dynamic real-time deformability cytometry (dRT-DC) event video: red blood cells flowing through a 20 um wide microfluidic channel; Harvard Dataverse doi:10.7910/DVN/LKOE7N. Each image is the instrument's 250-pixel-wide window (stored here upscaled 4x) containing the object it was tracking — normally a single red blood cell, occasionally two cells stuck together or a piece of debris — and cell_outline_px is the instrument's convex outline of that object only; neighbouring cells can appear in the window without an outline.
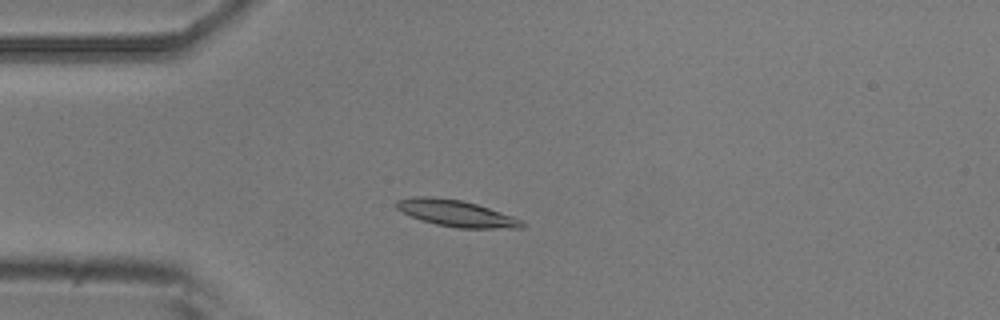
{"species": "common noctule bat (a hibernating species)", "species_latin": "Nyctalus noctula", "temperature_condition": "room temperature", "stored_images_in_passage": 10, "camera_frame_rate_fps": 3000, "um_per_image_px": 0.085, "animal": {"sex": "male", "body_mass_g": 20.5, "forearm_length_mm": 52.5}, "frame": {"image": 1, "passage_image": 3, "time_ms": 2.333, "image_size_px": [1000, 320], "cell_outline_px": [[524, 228], [456, 228], [436, 224], [420, 220], [396, 208], [392, 204], [396, 200], [412, 196], [432, 196], [460, 200], [476, 204], [512, 216], [520, 220], [524, 224]], "centroid_in_image_um": [38.71, 18.12], "position_along_channel_um": 46.3, "area_um2": 19.31}}
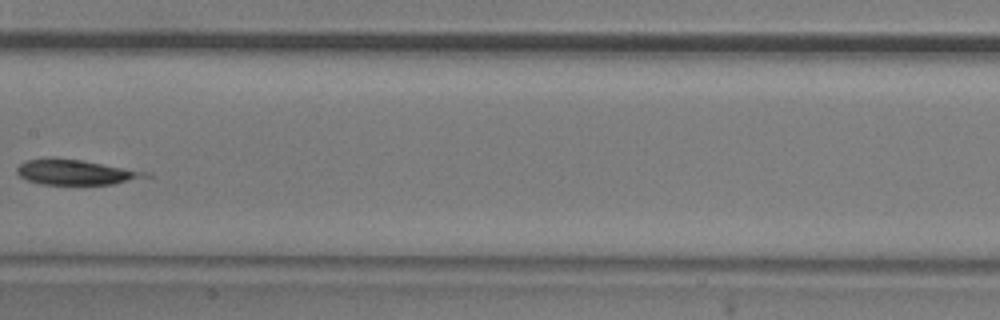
{"frame": {"image": 2, "passage_image": 7, "time_ms": 7.0, "image_size_px": [1000, 320], "cell_outline_px": [[152, 176], [112, 184], [40, 184], [28, 180], [20, 176], [16, 172], [16, 168], [20, 164], [28, 160], [52, 156], [80, 160], [152, 172]], "centroid_in_image_um": [6.44, 14.62], "position_along_channel_um": 201.0, "area_um2": 18.96}}
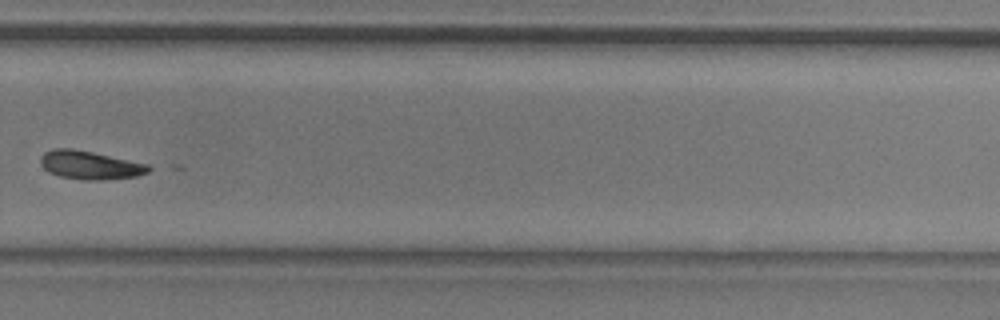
{"frame": {"image": 3, "passage_image": 10, "time_ms": 10.333, "image_size_px": [1000, 320], "cell_outline_px": [[156, 168], [148, 172], [136, 176], [104, 180], [84, 180], [60, 176], [48, 172], [40, 164], [40, 156], [44, 152], [52, 148], [72, 148], [92, 152], [148, 164]], "centroid_in_image_um": [7.65, 14.03], "position_along_channel_um": 322.2, "area_um2": 18.03}}